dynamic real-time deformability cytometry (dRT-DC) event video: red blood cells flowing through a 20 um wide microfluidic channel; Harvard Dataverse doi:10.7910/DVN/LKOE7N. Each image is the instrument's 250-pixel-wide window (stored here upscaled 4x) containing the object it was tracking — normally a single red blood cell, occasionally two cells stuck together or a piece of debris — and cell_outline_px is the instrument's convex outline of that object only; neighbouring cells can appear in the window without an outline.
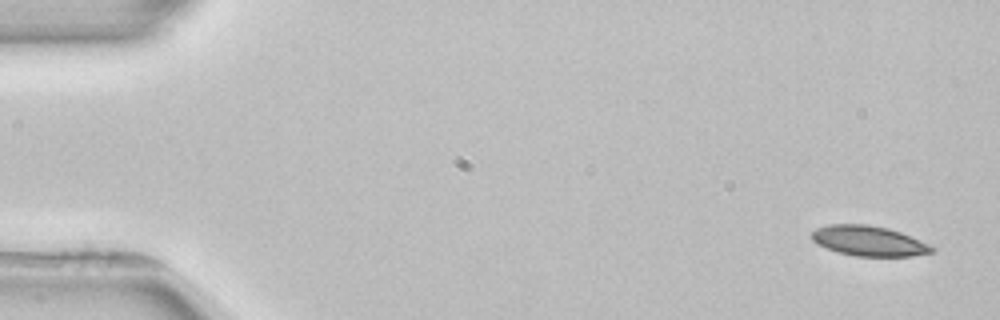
{"species": "common noctule bat (a hibernating species)", "species_latin": "Nyctalus noctula", "temperature_condition": "room temperature", "stored_images_in_passage": 4, "camera_frame_rate_fps": 3000, "um_per_image_px": 0.085, "animal": {"sex": "female", "body_mass_g": 22.7, "forearm_length_mm": 54.2}, "frame": {"image": 1, "passage_image": 1, "time_ms": 0.0, "image_size_px": [1000, 320], "cell_outline_px": [[936, 248], [932, 252], [912, 256], [856, 256], [836, 252], [816, 244], [812, 240], [812, 232], [816, 228], [828, 224], [868, 224], [888, 228], [900, 232], [928, 244]], "centroid_in_image_um": [73.8, 20.47], "position_along_channel_um": 11.2, "area_um2": 21.1}}
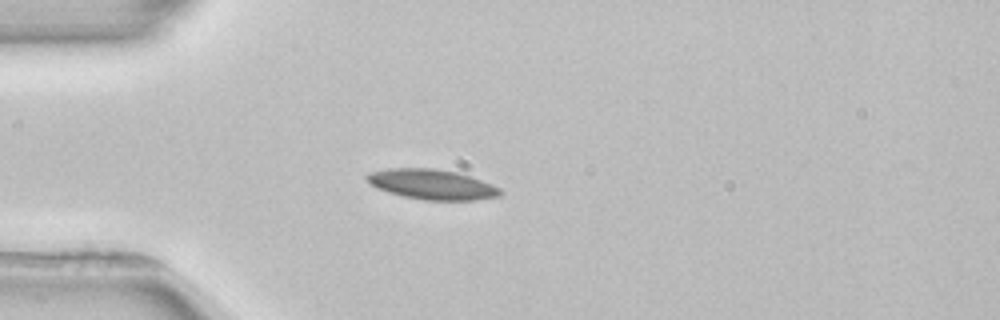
{"frame": {"image": 2, "passage_image": 4, "time_ms": 4.0, "image_size_px": [1000, 320], "cell_outline_px": [[504, 192], [500, 196], [476, 200], [424, 200], [404, 196], [388, 192], [376, 188], [364, 180], [364, 176], [368, 172], [388, 168], [432, 168], [460, 172], [492, 184], [500, 188]], "centroid_in_image_um": [36.7, 15.66], "position_along_channel_um": 48.3, "area_um2": 23.76}}